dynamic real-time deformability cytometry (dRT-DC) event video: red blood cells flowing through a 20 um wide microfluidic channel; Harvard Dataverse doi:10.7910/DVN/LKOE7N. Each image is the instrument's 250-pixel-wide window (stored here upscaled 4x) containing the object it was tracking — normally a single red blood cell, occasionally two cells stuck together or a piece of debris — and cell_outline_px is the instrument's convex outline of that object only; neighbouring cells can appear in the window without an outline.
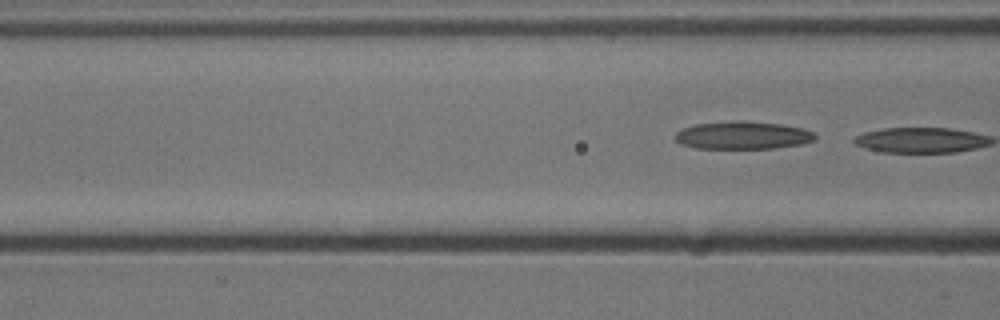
{"species": "common noctule bat (a hibernating species)", "species_latin": "Nyctalus noctula", "temperature_condition": "cold", "stored_images_in_passage": 8, "segment_of_instrument_passage": [2, 2], "camera_frame_rate_fps": 3000, "um_per_image_px": 0.085, "animal": {"sex": "male", "body_mass_g": 13.3}, "frame": {"image": 1, "passage_image": 8, "time_ms": 2.333, "image_size_px": [1000, 320], "cell_outline_px": [[816, 140], [800, 144], [772, 148], [696, 148], [680, 144], [676, 140], [676, 132], [684, 128], [696, 124], [740, 120], [780, 124], [804, 128], [812, 132], [816, 136]], "centroid_in_image_um": [63.14, 11.5], "position_along_channel_um": 103.5, "area_um2": 22.48}}